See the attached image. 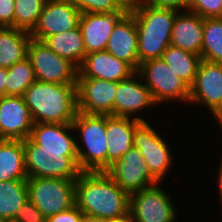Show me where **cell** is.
<instances>
[{
    "label": "cell",
    "instance_id": "35",
    "mask_svg": "<svg viewBox=\"0 0 222 222\" xmlns=\"http://www.w3.org/2000/svg\"><path fill=\"white\" fill-rule=\"evenodd\" d=\"M15 0H0V27H14Z\"/></svg>",
    "mask_w": 222,
    "mask_h": 222
},
{
    "label": "cell",
    "instance_id": "28",
    "mask_svg": "<svg viewBox=\"0 0 222 222\" xmlns=\"http://www.w3.org/2000/svg\"><path fill=\"white\" fill-rule=\"evenodd\" d=\"M201 58L222 63V18L204 19Z\"/></svg>",
    "mask_w": 222,
    "mask_h": 222
},
{
    "label": "cell",
    "instance_id": "20",
    "mask_svg": "<svg viewBox=\"0 0 222 222\" xmlns=\"http://www.w3.org/2000/svg\"><path fill=\"white\" fill-rule=\"evenodd\" d=\"M106 115L107 169L133 147L135 127L145 121L140 117Z\"/></svg>",
    "mask_w": 222,
    "mask_h": 222
},
{
    "label": "cell",
    "instance_id": "29",
    "mask_svg": "<svg viewBox=\"0 0 222 222\" xmlns=\"http://www.w3.org/2000/svg\"><path fill=\"white\" fill-rule=\"evenodd\" d=\"M36 81L33 66L26 57L7 69L5 95L23 96L25 91Z\"/></svg>",
    "mask_w": 222,
    "mask_h": 222
},
{
    "label": "cell",
    "instance_id": "24",
    "mask_svg": "<svg viewBox=\"0 0 222 222\" xmlns=\"http://www.w3.org/2000/svg\"><path fill=\"white\" fill-rule=\"evenodd\" d=\"M28 179L22 140L0 141V181Z\"/></svg>",
    "mask_w": 222,
    "mask_h": 222
},
{
    "label": "cell",
    "instance_id": "10",
    "mask_svg": "<svg viewBox=\"0 0 222 222\" xmlns=\"http://www.w3.org/2000/svg\"><path fill=\"white\" fill-rule=\"evenodd\" d=\"M133 147L138 149L148 165L151 175L160 183L172 163L168 145L146 121L134 129Z\"/></svg>",
    "mask_w": 222,
    "mask_h": 222
},
{
    "label": "cell",
    "instance_id": "33",
    "mask_svg": "<svg viewBox=\"0 0 222 222\" xmlns=\"http://www.w3.org/2000/svg\"><path fill=\"white\" fill-rule=\"evenodd\" d=\"M11 222H46V218L28 198L24 201Z\"/></svg>",
    "mask_w": 222,
    "mask_h": 222
},
{
    "label": "cell",
    "instance_id": "8",
    "mask_svg": "<svg viewBox=\"0 0 222 222\" xmlns=\"http://www.w3.org/2000/svg\"><path fill=\"white\" fill-rule=\"evenodd\" d=\"M27 58L33 66L35 78L41 82L77 84L78 68L52 51L44 41L31 39Z\"/></svg>",
    "mask_w": 222,
    "mask_h": 222
},
{
    "label": "cell",
    "instance_id": "42",
    "mask_svg": "<svg viewBox=\"0 0 222 222\" xmlns=\"http://www.w3.org/2000/svg\"><path fill=\"white\" fill-rule=\"evenodd\" d=\"M83 222H100V221L99 220H93V219L85 218L83 220Z\"/></svg>",
    "mask_w": 222,
    "mask_h": 222
},
{
    "label": "cell",
    "instance_id": "9",
    "mask_svg": "<svg viewBox=\"0 0 222 222\" xmlns=\"http://www.w3.org/2000/svg\"><path fill=\"white\" fill-rule=\"evenodd\" d=\"M159 183L129 195L132 222H174L176 211Z\"/></svg>",
    "mask_w": 222,
    "mask_h": 222
},
{
    "label": "cell",
    "instance_id": "5",
    "mask_svg": "<svg viewBox=\"0 0 222 222\" xmlns=\"http://www.w3.org/2000/svg\"><path fill=\"white\" fill-rule=\"evenodd\" d=\"M82 136L84 149L76 141L79 168L82 172L107 170L106 115L77 112L72 121ZM86 149V150H85Z\"/></svg>",
    "mask_w": 222,
    "mask_h": 222
},
{
    "label": "cell",
    "instance_id": "13",
    "mask_svg": "<svg viewBox=\"0 0 222 222\" xmlns=\"http://www.w3.org/2000/svg\"><path fill=\"white\" fill-rule=\"evenodd\" d=\"M189 102L204 103L215 118L222 112V63L201 60Z\"/></svg>",
    "mask_w": 222,
    "mask_h": 222
},
{
    "label": "cell",
    "instance_id": "21",
    "mask_svg": "<svg viewBox=\"0 0 222 222\" xmlns=\"http://www.w3.org/2000/svg\"><path fill=\"white\" fill-rule=\"evenodd\" d=\"M204 19L189 10L176 14L170 45L201 56Z\"/></svg>",
    "mask_w": 222,
    "mask_h": 222
},
{
    "label": "cell",
    "instance_id": "38",
    "mask_svg": "<svg viewBox=\"0 0 222 222\" xmlns=\"http://www.w3.org/2000/svg\"><path fill=\"white\" fill-rule=\"evenodd\" d=\"M6 81H7V68H0V97L5 95Z\"/></svg>",
    "mask_w": 222,
    "mask_h": 222
},
{
    "label": "cell",
    "instance_id": "39",
    "mask_svg": "<svg viewBox=\"0 0 222 222\" xmlns=\"http://www.w3.org/2000/svg\"><path fill=\"white\" fill-rule=\"evenodd\" d=\"M100 222H132L130 215L128 214L125 217L115 218V219H105L100 220Z\"/></svg>",
    "mask_w": 222,
    "mask_h": 222
},
{
    "label": "cell",
    "instance_id": "32",
    "mask_svg": "<svg viewBox=\"0 0 222 222\" xmlns=\"http://www.w3.org/2000/svg\"><path fill=\"white\" fill-rule=\"evenodd\" d=\"M189 11L205 18H222V0H189Z\"/></svg>",
    "mask_w": 222,
    "mask_h": 222
},
{
    "label": "cell",
    "instance_id": "16",
    "mask_svg": "<svg viewBox=\"0 0 222 222\" xmlns=\"http://www.w3.org/2000/svg\"><path fill=\"white\" fill-rule=\"evenodd\" d=\"M135 72L125 61L116 58L107 50H101L85 55L82 64L78 68L77 77L119 82L129 78Z\"/></svg>",
    "mask_w": 222,
    "mask_h": 222
},
{
    "label": "cell",
    "instance_id": "3",
    "mask_svg": "<svg viewBox=\"0 0 222 222\" xmlns=\"http://www.w3.org/2000/svg\"><path fill=\"white\" fill-rule=\"evenodd\" d=\"M178 11L147 4L132 12L138 35L139 64L161 58L171 42L173 23Z\"/></svg>",
    "mask_w": 222,
    "mask_h": 222
},
{
    "label": "cell",
    "instance_id": "11",
    "mask_svg": "<svg viewBox=\"0 0 222 222\" xmlns=\"http://www.w3.org/2000/svg\"><path fill=\"white\" fill-rule=\"evenodd\" d=\"M128 195L159 183L149 171L140 151L132 147L105 171Z\"/></svg>",
    "mask_w": 222,
    "mask_h": 222
},
{
    "label": "cell",
    "instance_id": "6",
    "mask_svg": "<svg viewBox=\"0 0 222 222\" xmlns=\"http://www.w3.org/2000/svg\"><path fill=\"white\" fill-rule=\"evenodd\" d=\"M75 182L63 178H28V198L47 219L75 205Z\"/></svg>",
    "mask_w": 222,
    "mask_h": 222
},
{
    "label": "cell",
    "instance_id": "26",
    "mask_svg": "<svg viewBox=\"0 0 222 222\" xmlns=\"http://www.w3.org/2000/svg\"><path fill=\"white\" fill-rule=\"evenodd\" d=\"M161 58L189 87L193 85L202 60L200 55L169 45Z\"/></svg>",
    "mask_w": 222,
    "mask_h": 222
},
{
    "label": "cell",
    "instance_id": "31",
    "mask_svg": "<svg viewBox=\"0 0 222 222\" xmlns=\"http://www.w3.org/2000/svg\"><path fill=\"white\" fill-rule=\"evenodd\" d=\"M81 13H126L114 0H69Z\"/></svg>",
    "mask_w": 222,
    "mask_h": 222
},
{
    "label": "cell",
    "instance_id": "23",
    "mask_svg": "<svg viewBox=\"0 0 222 222\" xmlns=\"http://www.w3.org/2000/svg\"><path fill=\"white\" fill-rule=\"evenodd\" d=\"M30 32L14 27H0V68H10L27 57Z\"/></svg>",
    "mask_w": 222,
    "mask_h": 222
},
{
    "label": "cell",
    "instance_id": "43",
    "mask_svg": "<svg viewBox=\"0 0 222 222\" xmlns=\"http://www.w3.org/2000/svg\"><path fill=\"white\" fill-rule=\"evenodd\" d=\"M0 222H9V221H7V220H5L3 218H0Z\"/></svg>",
    "mask_w": 222,
    "mask_h": 222
},
{
    "label": "cell",
    "instance_id": "34",
    "mask_svg": "<svg viewBox=\"0 0 222 222\" xmlns=\"http://www.w3.org/2000/svg\"><path fill=\"white\" fill-rule=\"evenodd\" d=\"M86 216L74 205L46 219V222H83Z\"/></svg>",
    "mask_w": 222,
    "mask_h": 222
},
{
    "label": "cell",
    "instance_id": "1",
    "mask_svg": "<svg viewBox=\"0 0 222 222\" xmlns=\"http://www.w3.org/2000/svg\"><path fill=\"white\" fill-rule=\"evenodd\" d=\"M75 205L93 220L125 217L129 195L105 172H81L75 182Z\"/></svg>",
    "mask_w": 222,
    "mask_h": 222
},
{
    "label": "cell",
    "instance_id": "14",
    "mask_svg": "<svg viewBox=\"0 0 222 222\" xmlns=\"http://www.w3.org/2000/svg\"><path fill=\"white\" fill-rule=\"evenodd\" d=\"M118 82L77 77V110L86 114L113 115Z\"/></svg>",
    "mask_w": 222,
    "mask_h": 222
},
{
    "label": "cell",
    "instance_id": "19",
    "mask_svg": "<svg viewBox=\"0 0 222 222\" xmlns=\"http://www.w3.org/2000/svg\"><path fill=\"white\" fill-rule=\"evenodd\" d=\"M138 76L135 72L129 78L118 82L113 105L114 116L131 118L132 114L156 104L146 85L136 81Z\"/></svg>",
    "mask_w": 222,
    "mask_h": 222
},
{
    "label": "cell",
    "instance_id": "40",
    "mask_svg": "<svg viewBox=\"0 0 222 222\" xmlns=\"http://www.w3.org/2000/svg\"><path fill=\"white\" fill-rule=\"evenodd\" d=\"M219 175H218V184H219V193H220V198H221V203H222V161L219 167Z\"/></svg>",
    "mask_w": 222,
    "mask_h": 222
},
{
    "label": "cell",
    "instance_id": "37",
    "mask_svg": "<svg viewBox=\"0 0 222 222\" xmlns=\"http://www.w3.org/2000/svg\"><path fill=\"white\" fill-rule=\"evenodd\" d=\"M116 5L126 13H132L145 4V0H114Z\"/></svg>",
    "mask_w": 222,
    "mask_h": 222
},
{
    "label": "cell",
    "instance_id": "36",
    "mask_svg": "<svg viewBox=\"0 0 222 222\" xmlns=\"http://www.w3.org/2000/svg\"><path fill=\"white\" fill-rule=\"evenodd\" d=\"M145 4L156 7L173 9L180 11V9H188L189 0H145Z\"/></svg>",
    "mask_w": 222,
    "mask_h": 222
},
{
    "label": "cell",
    "instance_id": "15",
    "mask_svg": "<svg viewBox=\"0 0 222 222\" xmlns=\"http://www.w3.org/2000/svg\"><path fill=\"white\" fill-rule=\"evenodd\" d=\"M34 125L23 96L0 97V136L2 139L24 140L30 137Z\"/></svg>",
    "mask_w": 222,
    "mask_h": 222
},
{
    "label": "cell",
    "instance_id": "27",
    "mask_svg": "<svg viewBox=\"0 0 222 222\" xmlns=\"http://www.w3.org/2000/svg\"><path fill=\"white\" fill-rule=\"evenodd\" d=\"M26 199L27 179L0 181V218L11 222Z\"/></svg>",
    "mask_w": 222,
    "mask_h": 222
},
{
    "label": "cell",
    "instance_id": "41",
    "mask_svg": "<svg viewBox=\"0 0 222 222\" xmlns=\"http://www.w3.org/2000/svg\"><path fill=\"white\" fill-rule=\"evenodd\" d=\"M217 121H219L218 123H220V126H222V113H220L217 117H216Z\"/></svg>",
    "mask_w": 222,
    "mask_h": 222
},
{
    "label": "cell",
    "instance_id": "25",
    "mask_svg": "<svg viewBox=\"0 0 222 222\" xmlns=\"http://www.w3.org/2000/svg\"><path fill=\"white\" fill-rule=\"evenodd\" d=\"M44 42L57 55L67 59L77 68L82 64L86 50L79 26L47 37Z\"/></svg>",
    "mask_w": 222,
    "mask_h": 222
},
{
    "label": "cell",
    "instance_id": "18",
    "mask_svg": "<svg viewBox=\"0 0 222 222\" xmlns=\"http://www.w3.org/2000/svg\"><path fill=\"white\" fill-rule=\"evenodd\" d=\"M106 50L137 71L139 67L138 35L132 13H126L116 23L108 39Z\"/></svg>",
    "mask_w": 222,
    "mask_h": 222
},
{
    "label": "cell",
    "instance_id": "17",
    "mask_svg": "<svg viewBox=\"0 0 222 222\" xmlns=\"http://www.w3.org/2000/svg\"><path fill=\"white\" fill-rule=\"evenodd\" d=\"M126 13H81L79 28L86 54L106 50L108 39L116 23Z\"/></svg>",
    "mask_w": 222,
    "mask_h": 222
},
{
    "label": "cell",
    "instance_id": "2",
    "mask_svg": "<svg viewBox=\"0 0 222 222\" xmlns=\"http://www.w3.org/2000/svg\"><path fill=\"white\" fill-rule=\"evenodd\" d=\"M35 123H72L77 110V84L36 80L23 95Z\"/></svg>",
    "mask_w": 222,
    "mask_h": 222
},
{
    "label": "cell",
    "instance_id": "12",
    "mask_svg": "<svg viewBox=\"0 0 222 222\" xmlns=\"http://www.w3.org/2000/svg\"><path fill=\"white\" fill-rule=\"evenodd\" d=\"M81 11L69 0H46L34 29L33 39L44 41L47 37L79 26Z\"/></svg>",
    "mask_w": 222,
    "mask_h": 222
},
{
    "label": "cell",
    "instance_id": "7",
    "mask_svg": "<svg viewBox=\"0 0 222 222\" xmlns=\"http://www.w3.org/2000/svg\"><path fill=\"white\" fill-rule=\"evenodd\" d=\"M136 72L140 78L142 76L146 79L145 85L156 104L173 99L189 102L190 87L162 58L147 60L139 64Z\"/></svg>",
    "mask_w": 222,
    "mask_h": 222
},
{
    "label": "cell",
    "instance_id": "22",
    "mask_svg": "<svg viewBox=\"0 0 222 222\" xmlns=\"http://www.w3.org/2000/svg\"><path fill=\"white\" fill-rule=\"evenodd\" d=\"M68 130L74 131L72 123H35L29 138L42 149L77 150Z\"/></svg>",
    "mask_w": 222,
    "mask_h": 222
},
{
    "label": "cell",
    "instance_id": "30",
    "mask_svg": "<svg viewBox=\"0 0 222 222\" xmlns=\"http://www.w3.org/2000/svg\"><path fill=\"white\" fill-rule=\"evenodd\" d=\"M46 0H15L14 28L31 32L36 26Z\"/></svg>",
    "mask_w": 222,
    "mask_h": 222
},
{
    "label": "cell",
    "instance_id": "4",
    "mask_svg": "<svg viewBox=\"0 0 222 222\" xmlns=\"http://www.w3.org/2000/svg\"><path fill=\"white\" fill-rule=\"evenodd\" d=\"M28 178L76 180L81 174L77 150L42 149L30 138L23 140Z\"/></svg>",
    "mask_w": 222,
    "mask_h": 222
}]
</instances>
